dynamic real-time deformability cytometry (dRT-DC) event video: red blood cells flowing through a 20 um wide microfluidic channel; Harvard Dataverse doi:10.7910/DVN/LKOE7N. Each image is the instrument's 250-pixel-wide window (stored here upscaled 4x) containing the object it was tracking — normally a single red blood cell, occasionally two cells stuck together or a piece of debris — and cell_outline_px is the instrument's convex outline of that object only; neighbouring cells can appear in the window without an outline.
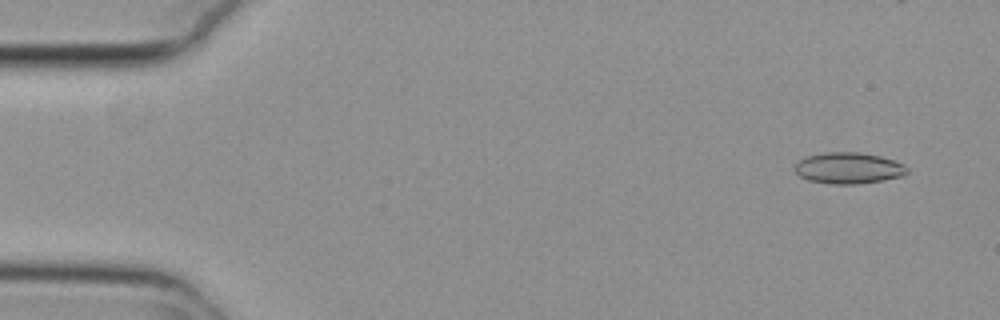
{"species": "common noctule bat (a hibernating species)", "species_latin": "Nyctalus noctula", "temperature_condition": "cold", "stored_images_in_passage": 45, "camera_frame_rate_fps": 3000, "um_per_image_px": 0.085, "animal": {"sex": "female", "body_mass_g": 29.2, "forearm_length_mm": 56.3}, "frame": {"image": 1, "passage_image": 3, "time_ms": 0.667, "image_size_px": [1000, 320], "cell_outline_px": [[908, 172], [904, 176], [884, 180], [856, 184], [828, 184], [808, 180], [800, 176], [792, 168], [800, 160], [808, 156], [824, 152], [860, 152], [880, 156], [904, 164], [908, 168]], "centroid_in_image_um": [72.13, 14.29], "position_along_channel_um": 12.9, "area_um2": 20.58}}
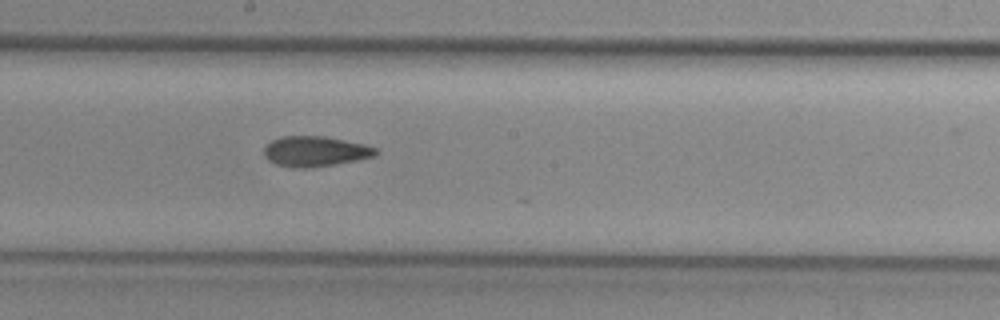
{"frame": {"image": 2, "passage_image": 29, "time_ms": 9.333, "image_size_px": [1000, 320], "cell_outline_px": [[380, 152], [376, 156], [356, 160], [312, 168], [292, 168], [276, 164], [268, 160], [264, 156], [264, 148], [272, 140], [280, 136], [324, 136], [364, 144], [376, 148]], "centroid_in_image_um": [26.79, 12.87], "position_along_channel_um": 221.4, "area_um2": 19.83}}
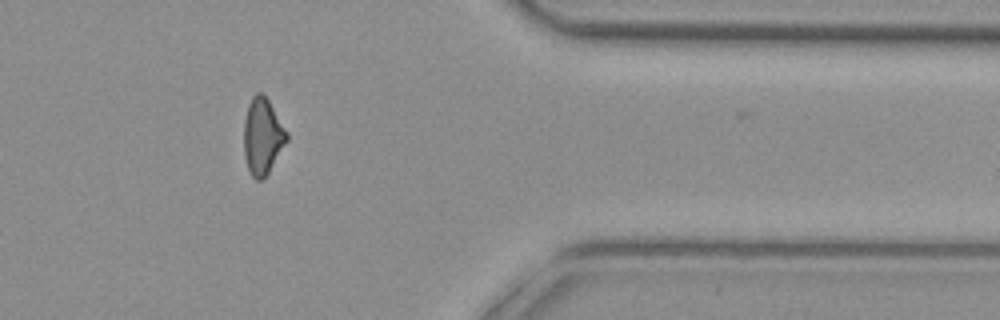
{"frame": {"image": 3, "passage_image": 44, "time_ms": 14.333, "image_size_px": [1000, 320], "cell_outline_px": [[288, 140], [268, 172], [260, 180], [256, 180], [252, 176], [248, 168], [244, 156], [244, 120], [248, 104], [252, 96], [256, 92], [260, 92], [268, 100], [288, 132]], "centroid_in_image_um": [22.31, 11.57], "position_along_channel_um": 389.1, "area_um2": 18.9}}